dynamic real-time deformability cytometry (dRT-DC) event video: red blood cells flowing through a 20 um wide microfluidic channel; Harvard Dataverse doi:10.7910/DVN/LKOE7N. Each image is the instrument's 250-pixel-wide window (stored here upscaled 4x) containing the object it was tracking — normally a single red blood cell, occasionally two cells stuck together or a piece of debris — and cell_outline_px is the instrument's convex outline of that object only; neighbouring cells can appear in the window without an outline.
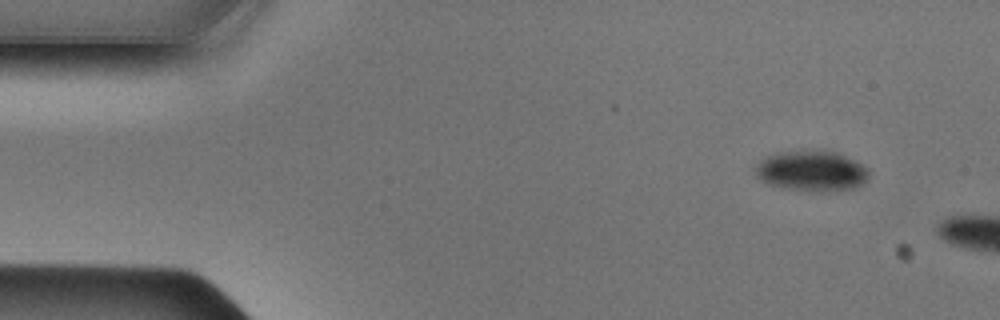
{"species": "Egyptian fruit bat (a non-hibernating species)", "species_latin": "Rousettus aegyptiacus", "temperature_condition": "cold", "stored_images_in_passage": 4, "camera_frame_rate_fps": 3000, "um_per_image_px": 0.085, "animal": {"sex": "male"}, "frame": {"image": 1, "passage_image": 1, "time_ms": 0.0, "image_size_px": [1000, 320], "cell_outline_px": [[868, 180], [864, 184], [856, 188], [816, 192], [788, 188], [768, 184], [760, 180], [756, 176], [756, 164], [764, 156], [776, 152], [804, 148], [820, 148], [836, 152], [868, 168]], "centroid_in_image_um": [68.96, 14.49], "position_along_channel_um": 16.0, "area_um2": 27.51}}